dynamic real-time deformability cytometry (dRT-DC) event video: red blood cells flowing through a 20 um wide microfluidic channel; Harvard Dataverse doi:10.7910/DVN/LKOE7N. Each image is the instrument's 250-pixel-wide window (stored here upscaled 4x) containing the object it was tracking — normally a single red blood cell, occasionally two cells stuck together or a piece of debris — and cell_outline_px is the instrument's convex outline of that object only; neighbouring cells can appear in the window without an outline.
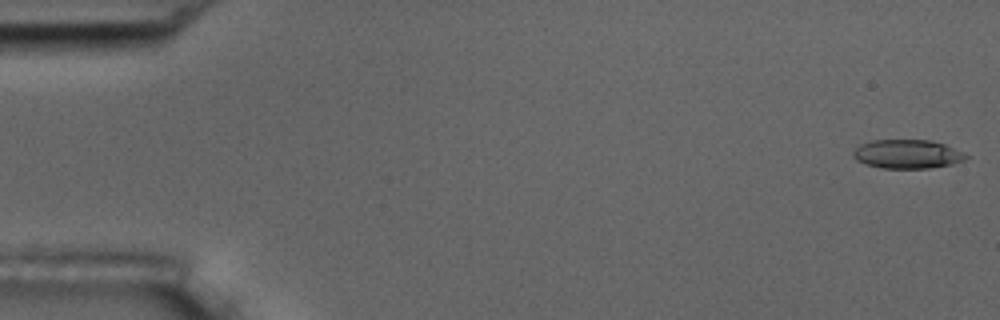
{"species": "common noctule bat (a hibernating species)", "species_latin": "Nyctalus noctula", "temperature_condition": "room temperature", "stored_images_in_passage": 6, "camera_frame_rate_fps": 3000, "um_per_image_px": 0.085, "animal": {"sex": "male", "body_mass_g": 17.5, "forearm_length_mm": 52.3}, "frame": {"image": 1, "passage_image": 1, "time_ms": 0.0, "image_size_px": [1000, 320], "cell_outline_px": [[968, 156], [964, 160], [952, 164], [928, 168], [880, 168], [864, 164], [856, 160], [852, 156], [852, 152], [860, 144], [872, 140], [932, 140], [944, 144], [964, 152]], "centroid_in_image_um": [77.09, 13.09], "position_along_channel_um": 7.9, "area_um2": 19.07}}
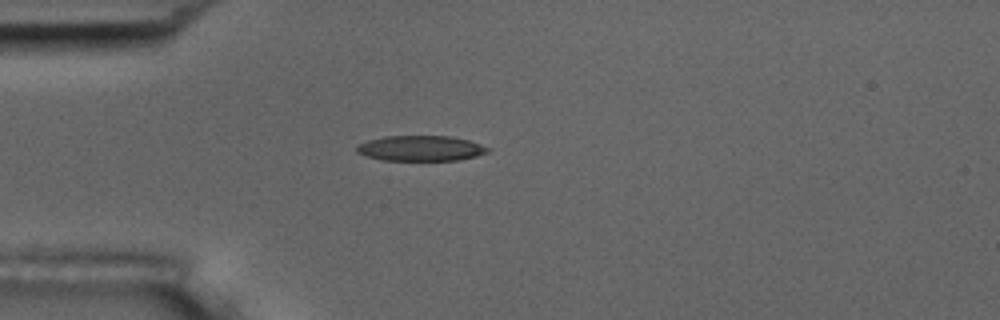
{"frame": {"image": 2, "passage_image": 5, "time_ms": 4.667, "image_size_px": [1000, 320], "cell_outline_px": [[492, 148], [488, 152], [476, 156], [460, 160], [380, 160], [356, 152], [356, 148], [360, 144], [368, 140], [384, 136], [448, 136], [468, 140]], "centroid_in_image_um": [35.78, 12.61], "position_along_channel_um": 49.2, "area_um2": 19.31}}